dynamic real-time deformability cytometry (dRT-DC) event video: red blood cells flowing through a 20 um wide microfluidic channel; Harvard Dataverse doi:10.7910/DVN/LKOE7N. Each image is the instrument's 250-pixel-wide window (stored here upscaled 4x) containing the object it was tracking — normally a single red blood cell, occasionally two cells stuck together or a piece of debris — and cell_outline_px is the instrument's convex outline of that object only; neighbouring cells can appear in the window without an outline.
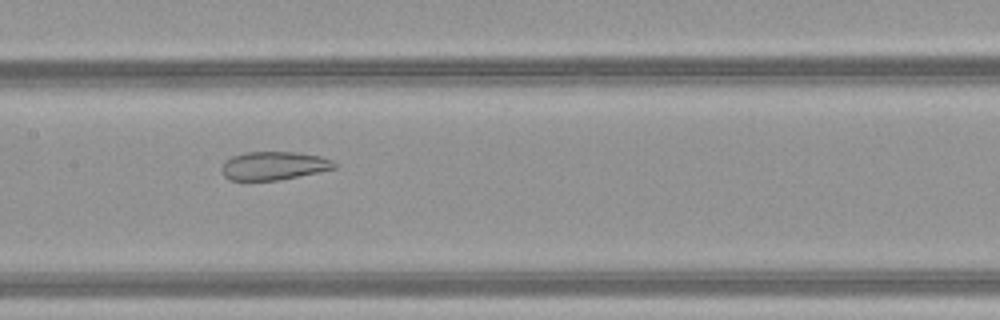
{"species": "common noctule bat (a hibernating species)", "species_latin": "Nyctalus noctula", "temperature_condition": "warm", "stored_images_in_passage": 51, "camera_frame_rate_fps": 3000, "um_per_image_px": 0.085, "animal": {"sex": "female", "body_mass_g": 21.9}, "frame": {"image": 1, "passage_image": 27, "time_ms": 8.667, "image_size_px": [1000, 320], "cell_outline_px": [[336, 168], [280, 180], [228, 180], [224, 176], [220, 168], [224, 160], [232, 156], [244, 152], [296, 152], [320, 156], [332, 160], [336, 164]], "centroid_in_image_um": [23.23, 14.08], "position_along_channel_um": 184.2, "area_um2": 18.73}}
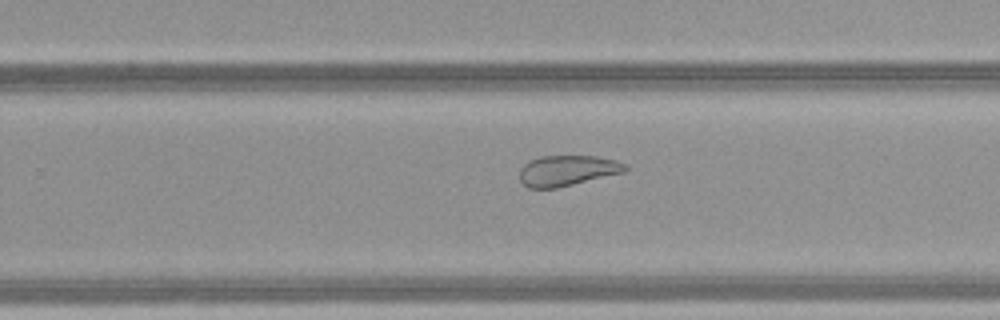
{"frame": {"image": 2, "passage_image": 34, "time_ms": 11.0, "image_size_px": [1000, 320], "cell_outline_px": [[628, 168], [624, 172], [556, 188], [528, 188], [520, 180], [520, 168], [528, 160], [540, 156], [596, 156], [616, 160], [628, 164]], "centroid_in_image_um": [48.21, 14.49], "position_along_channel_um": 281.6, "area_um2": 18.84}}
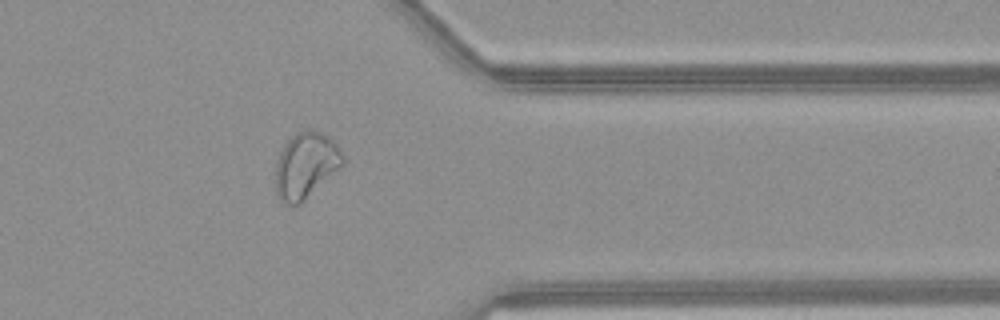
{"frame": {"image": 3, "passage_image": 42, "time_ms": 13.667, "image_size_px": [1000, 320], "cell_outline_px": [[344, 164], [340, 168], [300, 204], [288, 204], [280, 200], [276, 196], [276, 160], [284, 144], [296, 132], [308, 128], [320, 132], [328, 136], [340, 148], [344, 156]], "centroid_in_image_um": [25.99, 14.03], "position_along_channel_um": 385.4, "area_um2": 25.89}, "authors_computed_cell_mechanics": {"area_um2": 28.6688, "velocity_mm_per_s": 4.2009, "shape_relaxation_time_tau1_ms": null, "shape_relaxation_time_tau2_ms": 1.5091, "deformation_change_tau1": null, "deformation_change_tau2": 0.0868}}